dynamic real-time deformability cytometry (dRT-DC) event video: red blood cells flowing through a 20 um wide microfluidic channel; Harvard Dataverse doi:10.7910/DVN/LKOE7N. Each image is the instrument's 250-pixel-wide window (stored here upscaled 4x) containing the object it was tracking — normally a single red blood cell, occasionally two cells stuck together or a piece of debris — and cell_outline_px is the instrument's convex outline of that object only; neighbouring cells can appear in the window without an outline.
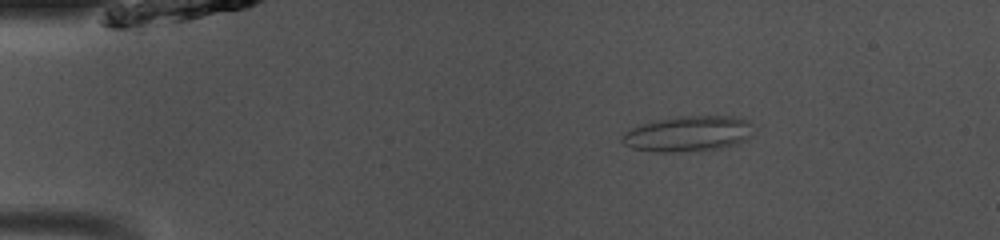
{"species": "common noctule bat (a hibernating species)", "species_latin": "Nyctalus noctula", "temperature_condition": "room temperature", "stored_images_in_passage": 48, "camera_frame_rate_fps": 3000, "um_per_image_px": 0.085, "animal": {"sex": "male", "body_mass_g": 13.0, "forearm_length_mm": 53.1}, "frame": {"image": 1, "passage_image": 8, "time_ms": 2.333, "image_size_px": [1000, 240], "cell_outline_px": [[752, 136], [740, 144], [704, 152], [660, 152], [632, 148], [624, 144], [620, 140], [620, 136], [624, 132], [632, 128], [652, 120], [676, 116], [732, 116], [748, 120], [752, 124]], "centroid_in_image_um": [58.52, 11.38], "position_along_channel_um": 26.5, "area_um2": 27.98}}
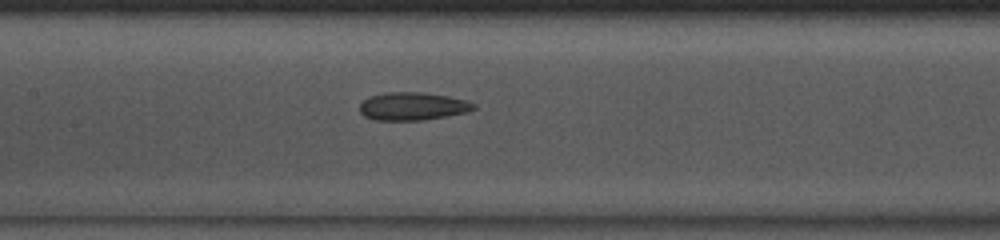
{"frame": {"image": 2, "passage_image": 23, "time_ms": 7.333, "image_size_px": [1000, 240], "cell_outline_px": [[476, 108], [464, 112], [424, 120], [376, 120], [364, 116], [360, 112], [360, 104], [368, 96], [384, 92], [424, 92], [448, 96], [468, 100], [476, 104]], "centroid_in_image_um": [35.06, 9.02], "position_along_channel_um": 172.3, "area_um2": 18.61}}
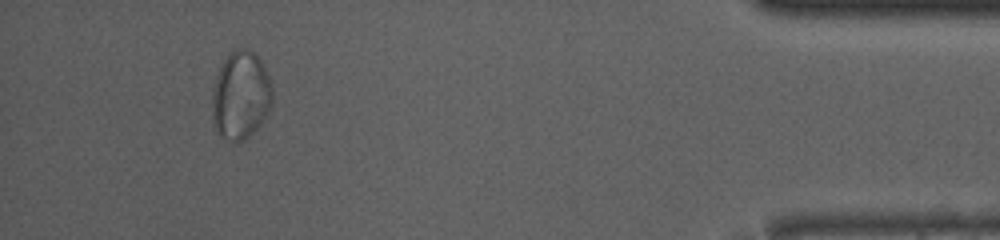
{"frame": {"image": 3, "passage_image": 45, "time_ms": 14.667, "image_size_px": [1000, 240], "cell_outline_px": [[272, 100], [268, 112], [264, 120], [244, 140], [236, 144], [228, 140], [216, 132], [212, 124], [212, 88], [220, 64], [236, 48], [248, 48], [260, 60], [272, 84]], "centroid_in_image_um": [20.43, 8.13], "position_along_channel_um": 414.8, "area_um2": 31.15}, "authors_computed_cell_mechanics": {"area_um2": 22.1374, "velocity_mm_per_s": 4.0802, "shape_relaxation_time_tau1_ms": null, "shape_relaxation_time_tau2_ms": 1.3174, "deformation_change_tau1": null, "deformation_change_tau2": 0.0602}}